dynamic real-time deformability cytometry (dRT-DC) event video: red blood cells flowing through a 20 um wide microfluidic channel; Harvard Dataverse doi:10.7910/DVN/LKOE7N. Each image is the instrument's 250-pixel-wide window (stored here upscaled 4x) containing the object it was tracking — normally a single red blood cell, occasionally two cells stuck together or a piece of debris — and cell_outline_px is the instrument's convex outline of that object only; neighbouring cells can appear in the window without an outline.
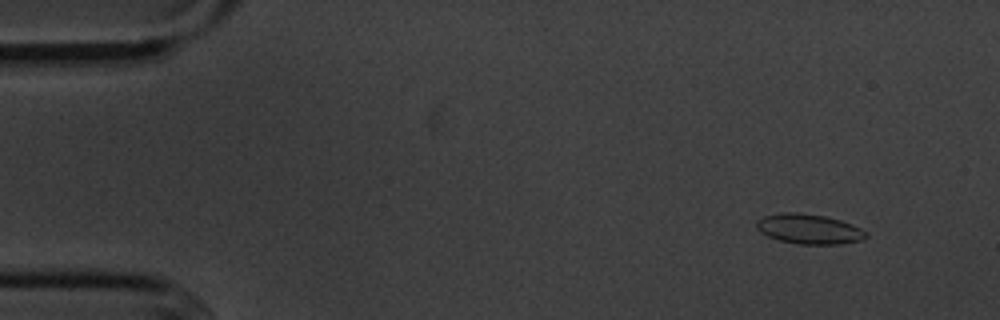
{"species": "common noctule bat (a hibernating species)", "species_latin": "Nyctalus noctula", "temperature_condition": "cold", "stored_images_in_passage": 5, "camera_frame_rate_fps": 3000, "um_per_image_px": 0.085, "animal": {"sex": "male", "body_mass_g": 20.1, "forearm_length_mm": 53.5}, "frame": {"image": 1, "passage_image": 2, "time_ms": 1.333, "image_size_px": [1000, 320], "cell_outline_px": [[868, 236], [864, 240], [840, 244], [796, 244], [780, 240], [768, 236], [760, 232], [756, 228], [756, 220], [764, 216], [784, 212], [796, 212], [824, 216], [840, 220], [852, 224], [868, 232]], "centroid_in_image_um": [68.78, 19.47], "position_along_channel_um": 16.2, "area_um2": 19.19}}